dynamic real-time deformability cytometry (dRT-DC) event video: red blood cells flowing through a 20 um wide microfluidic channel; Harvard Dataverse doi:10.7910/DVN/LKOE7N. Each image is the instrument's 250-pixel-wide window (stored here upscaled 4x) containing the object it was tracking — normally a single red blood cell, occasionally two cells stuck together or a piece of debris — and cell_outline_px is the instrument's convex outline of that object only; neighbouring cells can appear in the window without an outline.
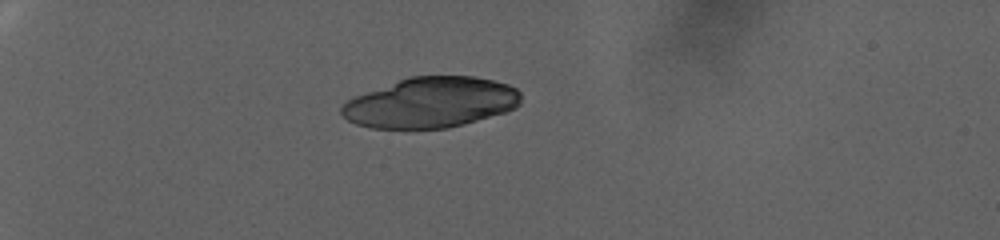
{"species": "human", "species_latin": "Homo sapiens", "temperature_condition": "warm", "stored_images_in_passage": 63, "camera_frame_rate_fps": 3000, "um_per_image_px": 0.085, "donor": {"sex": "female"}, "frame": {"image": 1, "passage_image": 1, "time_ms": 0.0, "image_size_px": [1000, 240], "cell_outline_px": [[520, 104], [516, 108], [504, 112], [464, 124], [448, 128], [372, 128], [356, 124], [348, 120], [340, 112], [340, 108], [348, 100], [356, 96], [408, 76], [476, 76], [508, 84], [516, 88], [520, 92]], "centroid_in_image_um": [36.64, 8.71], "position_along_channel_um": 48.4, "area_um2": 52.48}}